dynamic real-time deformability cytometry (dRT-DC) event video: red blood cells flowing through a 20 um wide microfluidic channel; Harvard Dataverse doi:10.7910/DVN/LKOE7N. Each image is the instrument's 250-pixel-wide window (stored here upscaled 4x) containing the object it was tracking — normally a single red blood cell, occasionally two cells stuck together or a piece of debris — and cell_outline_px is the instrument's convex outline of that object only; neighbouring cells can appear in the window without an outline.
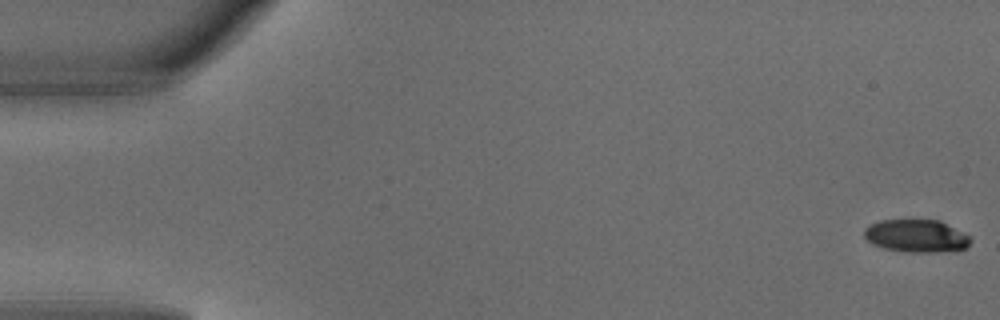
{"species": "common noctule bat (a hibernating species)", "species_latin": "Nyctalus noctula", "temperature_condition": "warm", "stored_images_in_passage": 5, "camera_frame_rate_fps": 3000, "um_per_image_px": 0.085, "animal": {"sex": "male", "body_mass_g": 18.8}, "frame": {"image": 1, "passage_image": 1, "time_ms": 0.0, "image_size_px": [1000, 320], "cell_outline_px": [[972, 240], [964, 248], [936, 252], [904, 252], [884, 248], [872, 244], [864, 236], [864, 228], [868, 224], [880, 220], [940, 220], [972, 236]], "centroid_in_image_um": [77.87, 20.04], "position_along_channel_um": 7.1, "area_um2": 20.4}}